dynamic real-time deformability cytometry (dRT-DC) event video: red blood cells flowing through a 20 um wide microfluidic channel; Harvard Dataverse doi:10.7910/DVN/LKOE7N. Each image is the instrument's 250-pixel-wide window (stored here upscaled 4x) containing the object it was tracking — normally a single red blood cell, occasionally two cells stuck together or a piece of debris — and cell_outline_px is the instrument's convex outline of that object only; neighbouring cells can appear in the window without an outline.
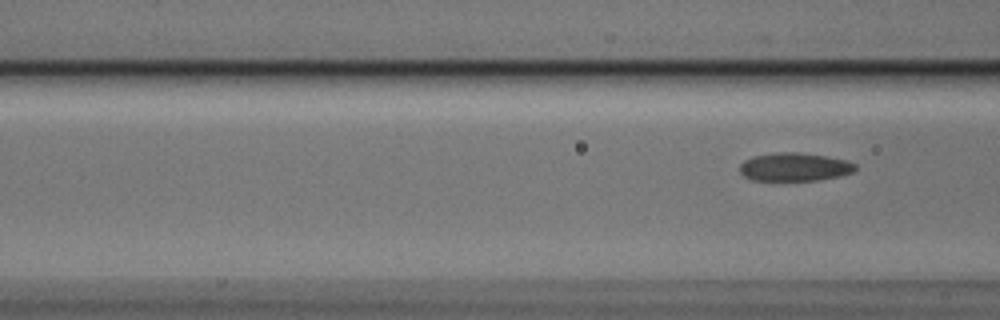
{"species": "Egyptian fruit bat (a non-hibernating species)", "species_latin": "Rousettus aegyptiacus", "temperature_condition": "cold", "stored_images_in_passage": 5, "camera_frame_rate_fps": 3000, "um_per_image_px": 0.085, "animal": {"sex": "male"}, "frame": {"image": 1, "passage_image": 5, "time_ms": 1.333, "image_size_px": [1000, 320], "cell_outline_px": [[856, 168], [852, 172], [840, 176], [816, 180], [752, 180], [744, 176], [740, 172], [740, 164], [744, 160], [752, 156], [780, 152], [796, 152], [828, 156], [844, 160], [856, 164]], "centroid_in_image_um": [67.51, 14.18], "position_along_channel_um": 99.1, "area_um2": 18.96}}